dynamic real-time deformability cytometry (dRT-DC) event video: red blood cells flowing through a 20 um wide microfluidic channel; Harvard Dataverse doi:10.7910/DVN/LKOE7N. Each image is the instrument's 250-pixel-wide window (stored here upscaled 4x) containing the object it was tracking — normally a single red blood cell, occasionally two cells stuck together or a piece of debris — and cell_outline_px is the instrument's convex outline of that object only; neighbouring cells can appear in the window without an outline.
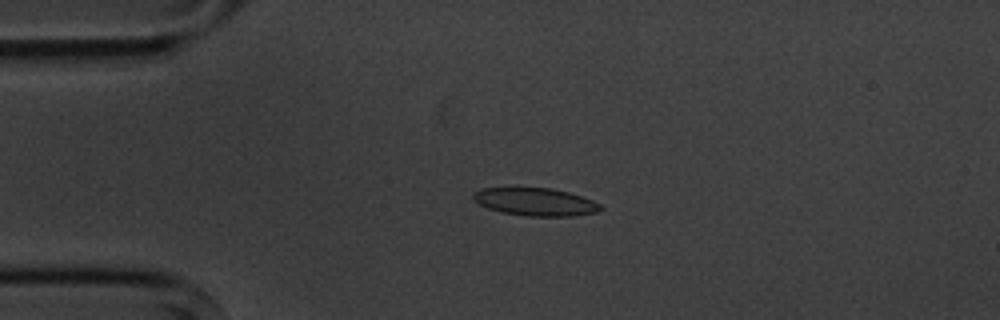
{"species": "common noctule bat (a hibernating species)", "species_latin": "Nyctalus noctula", "temperature_condition": "cold", "stored_images_in_passage": 4, "camera_frame_rate_fps": 3000, "um_per_image_px": 0.085, "animal": {"sex": "male", "body_mass_g": 20.1, "forearm_length_mm": 53.5}, "frame": {"image": 1, "passage_image": 3, "time_ms": 2.333, "image_size_px": [1000, 320], "cell_outline_px": [[604, 208], [600, 212], [572, 216], [528, 216], [500, 212], [488, 208], [472, 200], [472, 192], [484, 188], [552, 188], [568, 192], [592, 200], [600, 204]], "centroid_in_image_um": [45.52, 17.16], "position_along_channel_um": 39.5, "area_um2": 20.69}}